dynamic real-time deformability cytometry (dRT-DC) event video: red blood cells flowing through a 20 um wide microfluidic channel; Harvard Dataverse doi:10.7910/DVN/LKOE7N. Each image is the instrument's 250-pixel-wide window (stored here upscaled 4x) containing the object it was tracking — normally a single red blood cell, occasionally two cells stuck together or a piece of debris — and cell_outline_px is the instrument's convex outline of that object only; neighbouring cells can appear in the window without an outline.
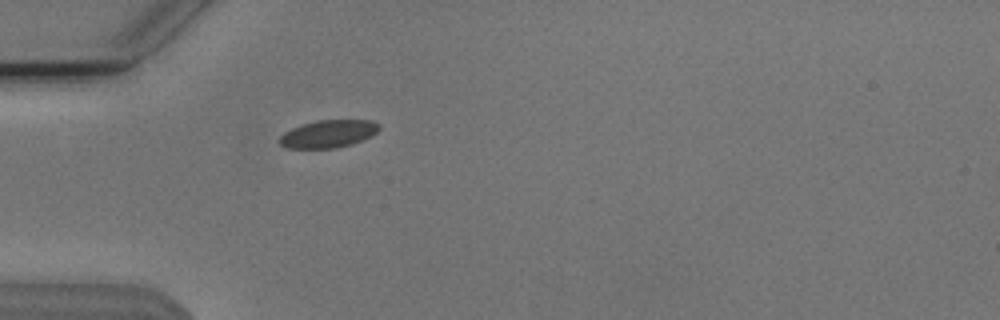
{"species": "Egyptian fruit bat (a non-hibernating species)", "species_latin": "Rousettus aegyptiacus", "temperature_condition": "cold", "stored_images_in_passage": 30, "camera_frame_rate_fps": 3000, "um_per_image_px": 0.085, "animal": {"sex": "male"}, "frame": {"image": 1, "passage_image": 2, "time_ms": 0.333, "image_size_px": [1000, 320], "cell_outline_px": [[380, 128], [372, 136], [352, 144], [336, 148], [288, 148], [280, 144], [280, 136], [284, 132], [292, 128], [316, 120], [372, 120], [380, 124]], "centroid_in_image_um": [27.94, 11.37], "position_along_channel_um": 57.1, "area_um2": 16.01}}
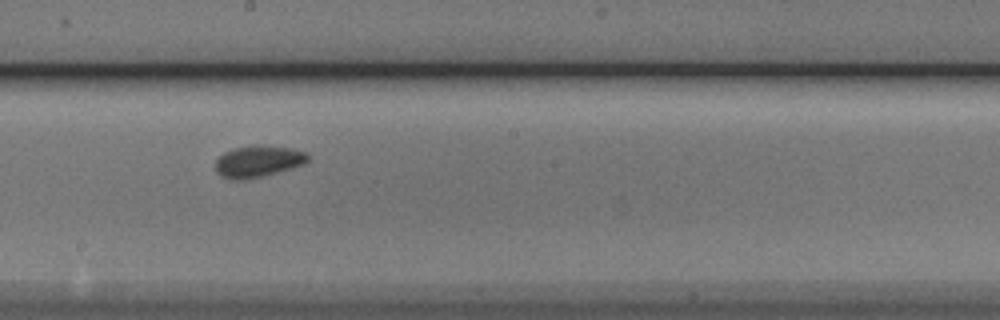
{"frame": {"image": 2, "passage_image": 16, "time_ms": 5.0, "image_size_px": [1000, 320], "cell_outline_px": [[308, 160], [300, 164], [276, 172], [244, 180], [232, 180], [220, 176], [216, 172], [216, 160], [224, 152], [232, 148], [252, 144], [256, 144], [292, 148], [308, 152]], "centroid_in_image_um": [21.88, 13.69], "position_along_channel_um": 226.3, "area_um2": 16.99}}
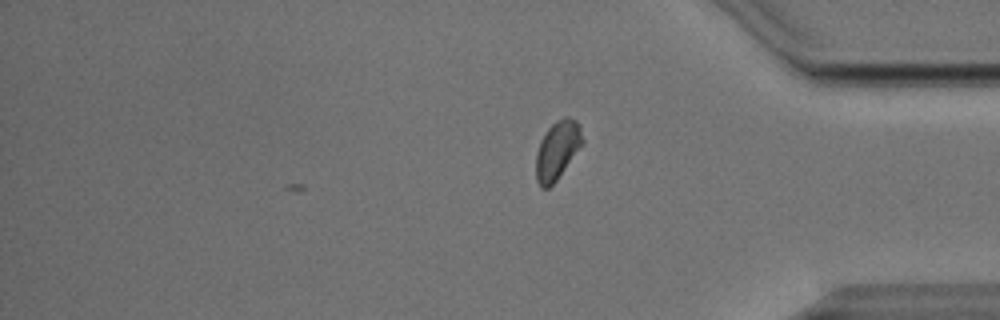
{"frame": {"image": 3, "passage_image": 30, "time_ms": 9.667, "image_size_px": [1000, 320], "cell_outline_px": [[584, 144], [556, 180], [548, 188], [540, 188], [536, 180], [536, 152], [540, 140], [548, 128], [556, 120], [564, 116], [568, 116], [576, 120], [580, 124], [584, 140]], "centroid_in_image_um": [47.39, 12.74], "position_along_channel_um": 387.8, "area_um2": 16.13}, "authors_computed_cell_mechanics": {"area_um2": 16.1262, "velocity_mm_per_s": 3.7736, "shape_relaxation_time_tau1_ms": 3.0603, "shape_relaxation_time_tau2_ms": 1.6519, "deformation_change_tau1": 0.0512, "deformation_change_tau2": 0.0446}}